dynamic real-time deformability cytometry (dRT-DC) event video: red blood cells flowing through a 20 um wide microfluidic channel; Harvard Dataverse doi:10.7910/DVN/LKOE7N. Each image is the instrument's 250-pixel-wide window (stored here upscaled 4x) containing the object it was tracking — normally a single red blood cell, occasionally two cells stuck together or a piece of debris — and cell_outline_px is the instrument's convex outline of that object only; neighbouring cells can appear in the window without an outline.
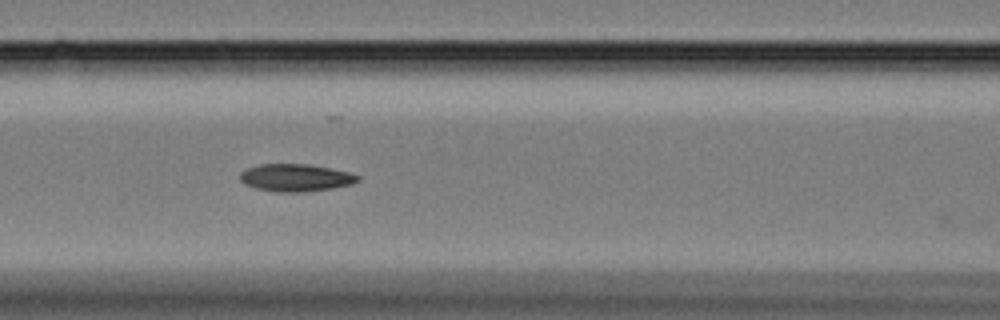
{"species": "Egyptian fruit bat (a non-hibernating species)", "species_latin": "Rousettus aegyptiacus", "temperature_condition": "cold", "stored_images_in_passage": 35, "camera_frame_rate_fps": 3000, "um_per_image_px": 0.085, "animal": {"sex": "female"}, "frame": {"image": 1, "passage_image": 6, "time_ms": 1.667, "image_size_px": [1000, 320], "cell_outline_px": [[360, 180], [352, 184], [332, 188], [304, 192], [276, 192], [256, 188], [244, 184], [240, 180], [240, 172], [248, 168], [260, 164], [308, 164], [348, 172], [360, 176]], "centroid_in_image_um": [25.12, 15.11], "position_along_channel_um": 141.5, "area_um2": 18.79}}
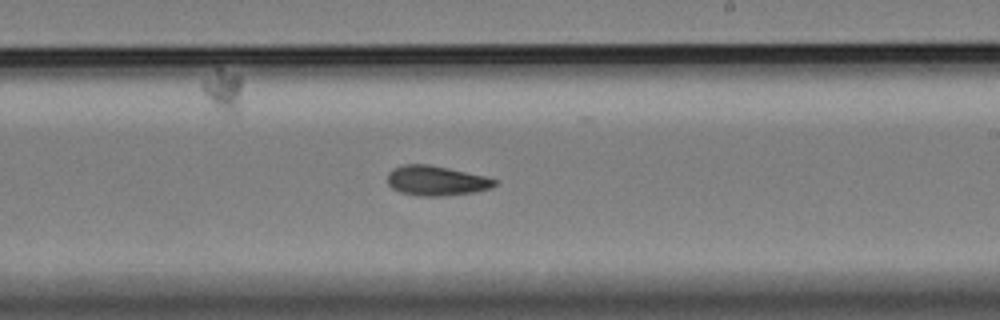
{"frame": {"image": 2, "passage_image": 16, "time_ms": 5.0, "image_size_px": [1000, 320], "cell_outline_px": [[496, 184], [492, 188], [476, 192], [444, 196], [416, 196], [400, 192], [392, 188], [388, 184], [388, 172], [404, 164], [428, 164], [484, 176], [496, 180]], "centroid_in_image_um": [37.07, 15.37], "position_along_channel_um": 251.9, "area_um2": 18.55}}
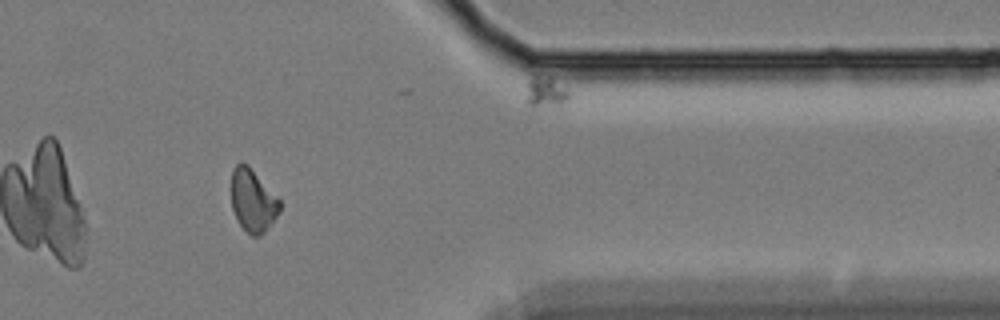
{"frame": {"image": 3, "passage_image": 30, "time_ms": 9.667, "image_size_px": [1000, 320], "cell_outline_px": [[280, 208], [276, 216], [264, 232], [260, 236], [252, 236], [236, 220], [232, 208], [232, 168], [236, 164], [248, 164], [280, 200]], "centroid_in_image_um": [21.48, 17.04], "position_along_channel_um": 389.9, "area_um2": 17.4}}